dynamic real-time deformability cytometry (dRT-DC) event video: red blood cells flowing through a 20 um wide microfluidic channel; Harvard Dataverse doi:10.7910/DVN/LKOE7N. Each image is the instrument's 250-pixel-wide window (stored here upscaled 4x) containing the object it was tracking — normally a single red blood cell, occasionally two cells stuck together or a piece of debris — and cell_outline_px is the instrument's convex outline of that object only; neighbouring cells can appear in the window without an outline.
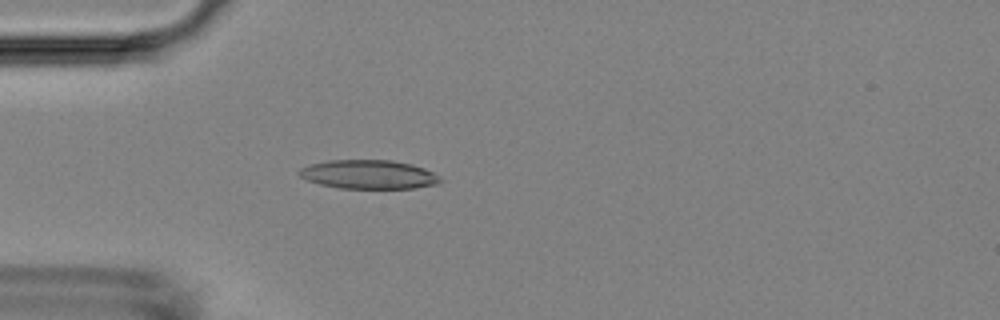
{"species": "Egyptian fruit bat (a non-hibernating species)", "species_latin": "Rousettus aegyptiacus", "temperature_condition": "room temperature", "stored_images_in_passage": 53, "camera_frame_rate_fps": 3000, "um_per_image_px": 0.085, "animal": {"sex": "female"}, "frame": {"image": 1, "passage_image": 15, "time_ms": 4.667, "image_size_px": [1000, 320], "cell_outline_px": [[440, 184], [416, 188], [340, 188], [320, 184], [308, 180], [300, 176], [296, 172], [300, 168], [308, 164], [328, 160], [392, 160], [412, 164], [424, 168], [432, 172], [440, 180]], "centroid_in_image_um": [31.3, 14.82], "position_along_channel_um": 53.7, "area_um2": 23.76}}
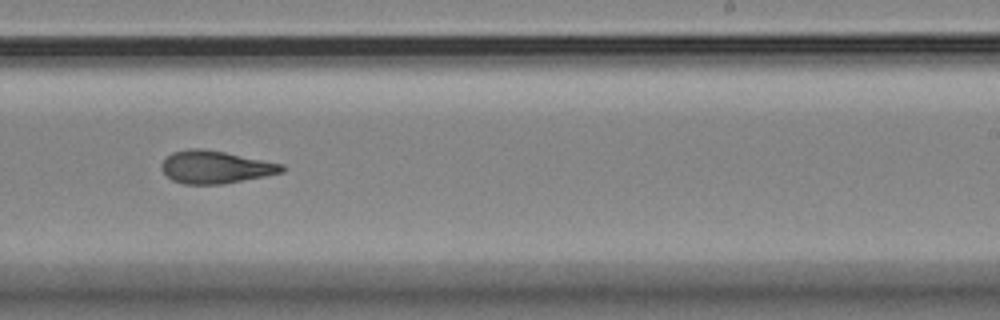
{"frame": {"image": 2, "passage_image": 33, "time_ms": 10.667, "image_size_px": [1000, 320], "cell_outline_px": [[284, 172], [224, 184], [184, 184], [172, 180], [160, 168], [160, 164], [172, 152], [188, 148], [204, 148], [284, 164]], "centroid_in_image_um": [18.29, 14.2], "position_along_channel_um": 270.7, "area_um2": 22.89}}
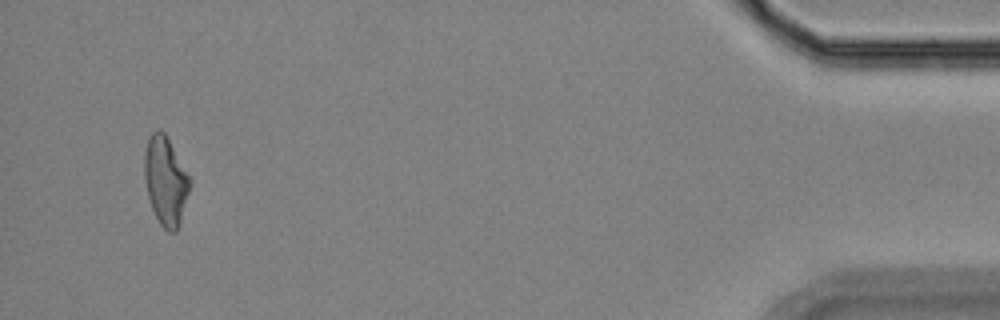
{"frame": {"image": 3, "passage_image": 51, "time_ms": 16.667, "image_size_px": [1000, 320], "cell_outline_px": [[192, 180], [180, 224], [176, 232], [168, 232], [160, 224], [152, 208], [148, 196], [144, 180], [144, 152], [148, 140], [152, 132], [160, 128], [164, 132]], "centroid_in_image_um": [14.07, 15.38], "position_along_channel_um": 421.1, "area_um2": 23.47}, "authors_computed_cell_mechanics": {"area_um2": 23.0044, "velocity_mm_per_s": 3.7352, "shape_relaxation_time_tau1_ms": 6.2846, "shape_relaxation_time_tau2_ms": 1.7404, "deformation_change_tau1": 0.1677, "deformation_change_tau2": 0.0922}}